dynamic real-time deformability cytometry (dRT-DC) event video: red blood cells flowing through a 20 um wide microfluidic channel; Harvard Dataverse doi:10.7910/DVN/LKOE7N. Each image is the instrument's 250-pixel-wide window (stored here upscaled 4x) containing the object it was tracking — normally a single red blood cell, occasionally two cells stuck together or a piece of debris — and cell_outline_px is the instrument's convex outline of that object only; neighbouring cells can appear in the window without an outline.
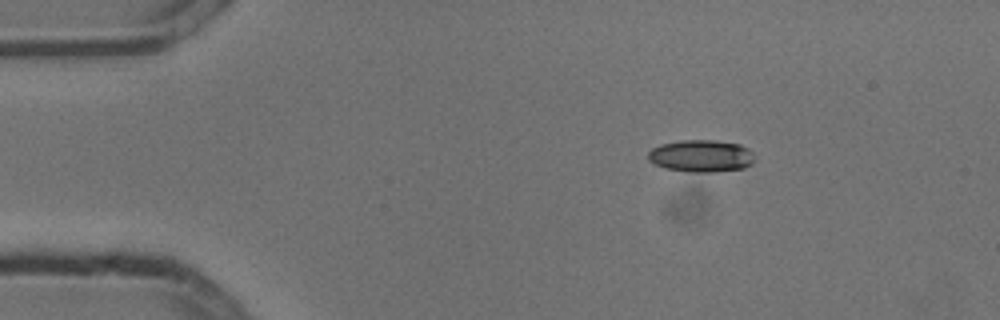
{"species": "common noctule bat (a hibernating species)", "species_latin": "Nyctalus noctula", "temperature_condition": "cold", "stored_images_in_passage": 3, "camera_frame_rate_fps": 3000, "um_per_image_px": 0.085, "animal": {"sex": "male", "body_mass_g": 13.3}, "frame": {"image": 1, "passage_image": 1, "time_ms": 0.0, "image_size_px": [1000, 320], "cell_outline_px": [[756, 160], [752, 164], [744, 168], [716, 172], [688, 172], [664, 168], [648, 160], [648, 152], [652, 148], [660, 144], [680, 140], [716, 140], [740, 144], [748, 148], [756, 156]], "centroid_in_image_um": [59.63, 13.25], "position_along_channel_um": 25.4, "area_um2": 20.35}}